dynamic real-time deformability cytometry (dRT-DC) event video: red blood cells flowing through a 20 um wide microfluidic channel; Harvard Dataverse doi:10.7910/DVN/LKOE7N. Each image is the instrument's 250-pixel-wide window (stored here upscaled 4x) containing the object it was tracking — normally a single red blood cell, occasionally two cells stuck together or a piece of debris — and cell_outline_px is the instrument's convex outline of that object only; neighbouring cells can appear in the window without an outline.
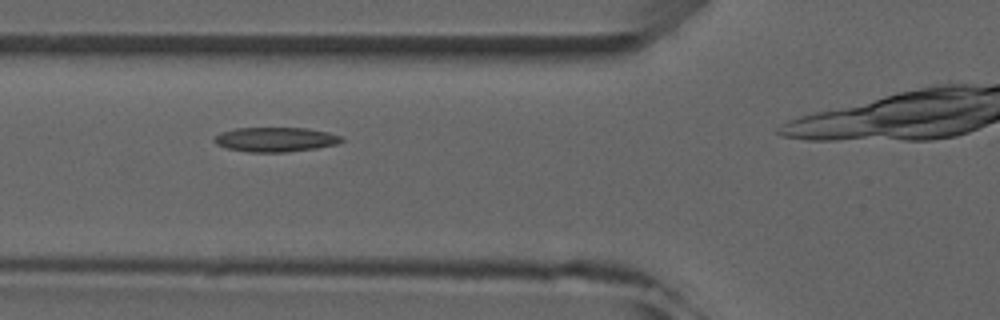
{"species": "common noctule bat (a hibernating species)", "species_latin": "Nyctalus noctula", "temperature_condition": "room temperature", "stored_images_in_passage": 3, "camera_frame_rate_fps": 3000, "um_per_image_px": 0.085, "animal": {"sex": "male", "forearm_length_mm": 52.5}, "frame": {"image": 1, "passage_image": 2, "time_ms": 1.0, "image_size_px": [1000, 320], "cell_outline_px": [[344, 140], [336, 144], [316, 148], [288, 152], [248, 152], [228, 148], [216, 144], [212, 140], [220, 132], [236, 128], [308, 128], [328, 132], [344, 136]], "centroid_in_image_um": [23.44, 11.85], "position_along_channel_um": 102.4, "area_um2": 18.26}}